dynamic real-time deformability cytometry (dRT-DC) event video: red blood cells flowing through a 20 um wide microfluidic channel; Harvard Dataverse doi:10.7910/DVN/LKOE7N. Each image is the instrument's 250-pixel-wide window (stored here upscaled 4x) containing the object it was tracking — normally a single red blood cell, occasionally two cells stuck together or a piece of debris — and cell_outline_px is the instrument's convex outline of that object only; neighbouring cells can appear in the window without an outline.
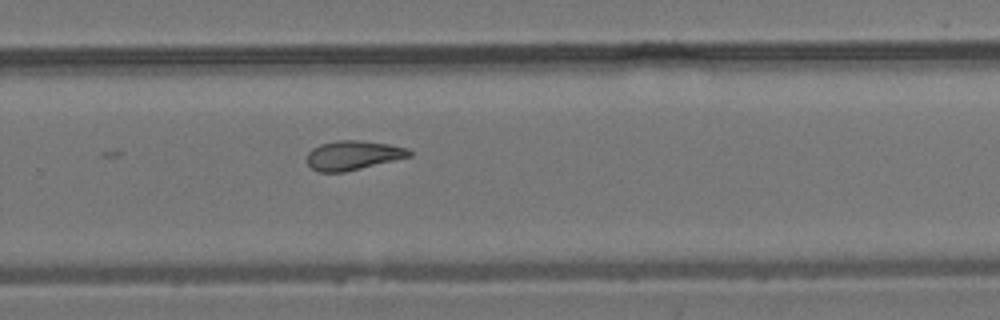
{"species": "common noctule bat (a hibernating species)", "species_latin": "Nyctalus noctula", "temperature_condition": "room temperature", "stored_images_in_passage": 10, "camera_frame_rate_fps": 3000, "um_per_image_px": 0.085, "animal": {"sex": "male", "body_mass_g": 19.2, "forearm_length_mm": 51.8}, "frame": {"image": 1, "passage_image": 10, "time_ms": 10.667, "image_size_px": [1000, 320], "cell_outline_px": [[412, 156], [344, 172], [316, 172], [304, 160], [308, 152], [312, 148], [320, 144], [336, 140], [360, 140], [388, 144], [408, 148], [412, 152]], "centroid_in_image_um": [29.97, 13.2], "position_along_channel_um": 299.8, "area_um2": 17.63}}